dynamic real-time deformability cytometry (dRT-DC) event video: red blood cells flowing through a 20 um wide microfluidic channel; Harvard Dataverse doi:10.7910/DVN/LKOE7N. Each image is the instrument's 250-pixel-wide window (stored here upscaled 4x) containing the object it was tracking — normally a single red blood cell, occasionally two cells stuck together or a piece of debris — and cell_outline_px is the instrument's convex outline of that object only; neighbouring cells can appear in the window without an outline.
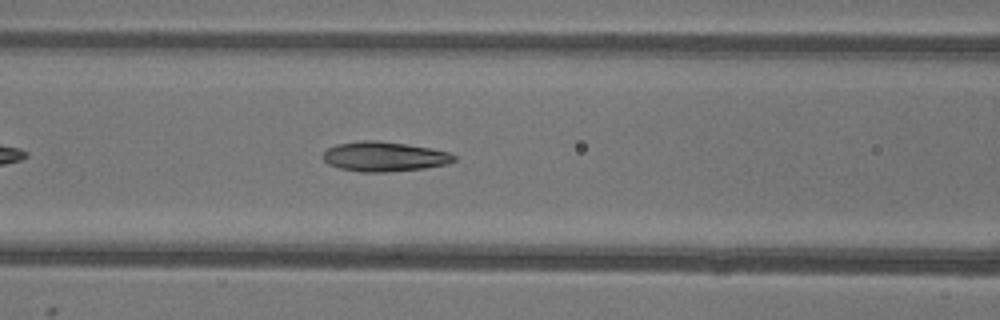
{"species": "common noctule bat (a hibernating species)", "species_latin": "Nyctalus noctula", "temperature_condition": "warm", "stored_images_in_passage": 36, "camera_frame_rate_fps": 3000, "um_per_image_px": 0.085, "animal": {"sex": "female"}, "frame": {"image": 1, "passage_image": 9, "time_ms": 2.667, "image_size_px": [1000, 320], "cell_outline_px": [[456, 160], [448, 164], [424, 168], [388, 172], [360, 172], [340, 168], [328, 164], [320, 156], [328, 148], [336, 144], [364, 140], [376, 140], [408, 144], [432, 148], [448, 152], [456, 156]], "centroid_in_image_um": [32.66, 13.31], "position_along_channel_um": 133.9, "area_um2": 22.89}}
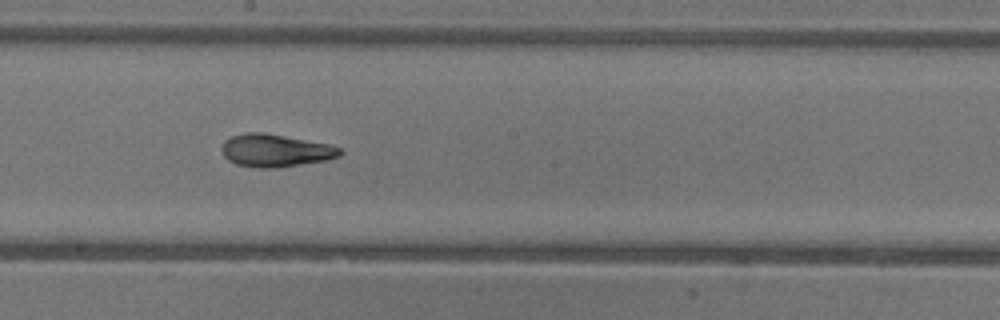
{"frame": {"image": 2, "passage_image": 16, "time_ms": 5.0, "image_size_px": [1000, 320], "cell_outline_px": [[344, 152], [340, 156], [324, 160], [276, 168], [256, 168], [236, 164], [228, 160], [224, 156], [220, 148], [224, 140], [232, 136], [244, 132], [264, 132], [328, 144], [340, 148]], "centroid_in_image_um": [23.36, 12.79], "position_along_channel_um": 224.8, "area_um2": 22.54}}
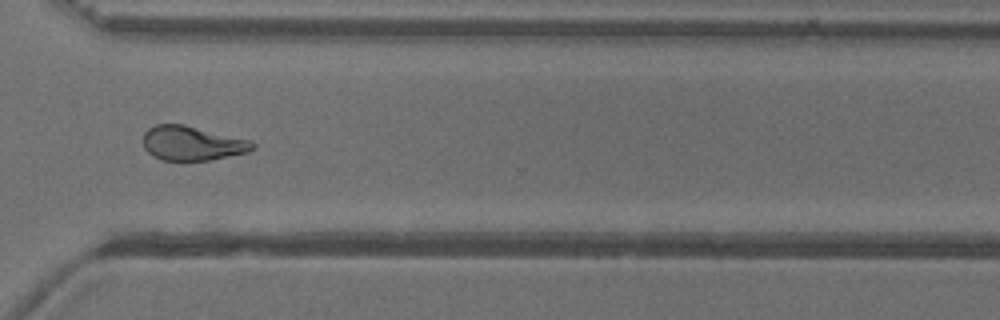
{"frame": {"image": 3, "passage_image": 26, "time_ms": 8.333, "image_size_px": [1000, 320], "cell_outline_px": [[256, 148], [248, 152], [212, 160], [160, 160], [152, 156], [144, 148], [144, 132], [148, 128], [156, 124], [184, 124], [252, 140], [256, 144]], "centroid_in_image_um": [16.36, 12.17], "position_along_channel_um": 354.2, "area_um2": 22.2}, "authors_computed_cell_mechanics": {"area_um2": 22.2241, "velocity_mm_per_s": 3.8951, "shape_relaxation_time_tau1_ms": 6.1127, "shape_relaxation_time_tau2_ms": 2.8205, "deformation_change_tau1": 0.1967, "deformation_change_tau2": 0.1058}}